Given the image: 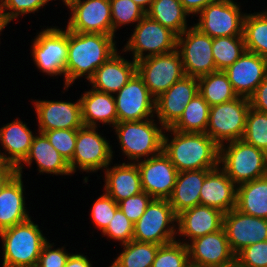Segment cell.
<instances>
[{
    "label": "cell",
    "mask_w": 267,
    "mask_h": 267,
    "mask_svg": "<svg viewBox=\"0 0 267 267\" xmlns=\"http://www.w3.org/2000/svg\"><path fill=\"white\" fill-rule=\"evenodd\" d=\"M34 59L44 72L66 76V61L68 52V29L66 32L57 29H47L34 42Z\"/></svg>",
    "instance_id": "9a60e30c"
},
{
    "label": "cell",
    "mask_w": 267,
    "mask_h": 267,
    "mask_svg": "<svg viewBox=\"0 0 267 267\" xmlns=\"http://www.w3.org/2000/svg\"><path fill=\"white\" fill-rule=\"evenodd\" d=\"M173 131L175 138L169 145L163 135L162 151L178 172L213 169L220 163V146L206 133Z\"/></svg>",
    "instance_id": "7a4b0ae2"
},
{
    "label": "cell",
    "mask_w": 267,
    "mask_h": 267,
    "mask_svg": "<svg viewBox=\"0 0 267 267\" xmlns=\"http://www.w3.org/2000/svg\"><path fill=\"white\" fill-rule=\"evenodd\" d=\"M137 72V63H128L115 53L99 68L90 78L97 91L109 93L119 91L125 86L132 76Z\"/></svg>",
    "instance_id": "cb8c5ba5"
},
{
    "label": "cell",
    "mask_w": 267,
    "mask_h": 267,
    "mask_svg": "<svg viewBox=\"0 0 267 267\" xmlns=\"http://www.w3.org/2000/svg\"><path fill=\"white\" fill-rule=\"evenodd\" d=\"M236 256L237 267H267V241L257 242L239 251Z\"/></svg>",
    "instance_id": "b9f144b4"
},
{
    "label": "cell",
    "mask_w": 267,
    "mask_h": 267,
    "mask_svg": "<svg viewBox=\"0 0 267 267\" xmlns=\"http://www.w3.org/2000/svg\"><path fill=\"white\" fill-rule=\"evenodd\" d=\"M249 100L251 109L267 113V77L258 85Z\"/></svg>",
    "instance_id": "c3c4849f"
},
{
    "label": "cell",
    "mask_w": 267,
    "mask_h": 267,
    "mask_svg": "<svg viewBox=\"0 0 267 267\" xmlns=\"http://www.w3.org/2000/svg\"><path fill=\"white\" fill-rule=\"evenodd\" d=\"M9 166L10 164L7 162V158L0 155V172L5 171Z\"/></svg>",
    "instance_id": "db71d44e"
},
{
    "label": "cell",
    "mask_w": 267,
    "mask_h": 267,
    "mask_svg": "<svg viewBox=\"0 0 267 267\" xmlns=\"http://www.w3.org/2000/svg\"><path fill=\"white\" fill-rule=\"evenodd\" d=\"M35 158L41 171L53 173H71L69 163L66 159L50 144L44 133L40 137L33 139L30 151L24 162L31 163Z\"/></svg>",
    "instance_id": "4dcf8cb0"
},
{
    "label": "cell",
    "mask_w": 267,
    "mask_h": 267,
    "mask_svg": "<svg viewBox=\"0 0 267 267\" xmlns=\"http://www.w3.org/2000/svg\"><path fill=\"white\" fill-rule=\"evenodd\" d=\"M65 267H90V264L84 256L77 254L68 257Z\"/></svg>",
    "instance_id": "f907efd6"
},
{
    "label": "cell",
    "mask_w": 267,
    "mask_h": 267,
    "mask_svg": "<svg viewBox=\"0 0 267 267\" xmlns=\"http://www.w3.org/2000/svg\"><path fill=\"white\" fill-rule=\"evenodd\" d=\"M149 197L150 195L142 191L139 194L121 200L122 203L119 202L118 206L124 215L135 224L144 214L146 207L151 202L148 199Z\"/></svg>",
    "instance_id": "f6af8a7d"
},
{
    "label": "cell",
    "mask_w": 267,
    "mask_h": 267,
    "mask_svg": "<svg viewBox=\"0 0 267 267\" xmlns=\"http://www.w3.org/2000/svg\"><path fill=\"white\" fill-rule=\"evenodd\" d=\"M135 30L128 47L135 50L136 62L143 59V50L151 51L150 55H147L151 57L168 53L166 51L177 47V35L148 15L141 19Z\"/></svg>",
    "instance_id": "7c38bea8"
},
{
    "label": "cell",
    "mask_w": 267,
    "mask_h": 267,
    "mask_svg": "<svg viewBox=\"0 0 267 267\" xmlns=\"http://www.w3.org/2000/svg\"><path fill=\"white\" fill-rule=\"evenodd\" d=\"M4 241V267H36L47 243L30 219L0 231Z\"/></svg>",
    "instance_id": "3957f363"
},
{
    "label": "cell",
    "mask_w": 267,
    "mask_h": 267,
    "mask_svg": "<svg viewBox=\"0 0 267 267\" xmlns=\"http://www.w3.org/2000/svg\"><path fill=\"white\" fill-rule=\"evenodd\" d=\"M106 190L117 203L143 191L136 165L117 166L107 172Z\"/></svg>",
    "instance_id": "4316f807"
},
{
    "label": "cell",
    "mask_w": 267,
    "mask_h": 267,
    "mask_svg": "<svg viewBox=\"0 0 267 267\" xmlns=\"http://www.w3.org/2000/svg\"><path fill=\"white\" fill-rule=\"evenodd\" d=\"M189 254L195 261L190 267H231L235 265L236 255L232 252L223 227L213 233L193 240L187 245ZM191 252V253H190Z\"/></svg>",
    "instance_id": "4fadbf2b"
},
{
    "label": "cell",
    "mask_w": 267,
    "mask_h": 267,
    "mask_svg": "<svg viewBox=\"0 0 267 267\" xmlns=\"http://www.w3.org/2000/svg\"><path fill=\"white\" fill-rule=\"evenodd\" d=\"M187 245L175 241L160 245L151 267H190Z\"/></svg>",
    "instance_id": "f35d334b"
},
{
    "label": "cell",
    "mask_w": 267,
    "mask_h": 267,
    "mask_svg": "<svg viewBox=\"0 0 267 267\" xmlns=\"http://www.w3.org/2000/svg\"><path fill=\"white\" fill-rule=\"evenodd\" d=\"M126 249L111 267H151L159 244L132 240L124 244Z\"/></svg>",
    "instance_id": "e575fe53"
},
{
    "label": "cell",
    "mask_w": 267,
    "mask_h": 267,
    "mask_svg": "<svg viewBox=\"0 0 267 267\" xmlns=\"http://www.w3.org/2000/svg\"><path fill=\"white\" fill-rule=\"evenodd\" d=\"M118 208V203L107 193L100 197L94 204L92 210V217L95 224L104 231Z\"/></svg>",
    "instance_id": "ee69618b"
},
{
    "label": "cell",
    "mask_w": 267,
    "mask_h": 267,
    "mask_svg": "<svg viewBox=\"0 0 267 267\" xmlns=\"http://www.w3.org/2000/svg\"><path fill=\"white\" fill-rule=\"evenodd\" d=\"M73 16L68 30L78 33L105 34L113 36L112 15L109 0H79L70 7Z\"/></svg>",
    "instance_id": "5bb4252c"
},
{
    "label": "cell",
    "mask_w": 267,
    "mask_h": 267,
    "mask_svg": "<svg viewBox=\"0 0 267 267\" xmlns=\"http://www.w3.org/2000/svg\"><path fill=\"white\" fill-rule=\"evenodd\" d=\"M132 1H134L137 5H139L145 12H147L148 10L147 9L146 10L144 9V5L150 4L149 5V9H150L151 4L153 2V0H132Z\"/></svg>",
    "instance_id": "11a10c76"
},
{
    "label": "cell",
    "mask_w": 267,
    "mask_h": 267,
    "mask_svg": "<svg viewBox=\"0 0 267 267\" xmlns=\"http://www.w3.org/2000/svg\"><path fill=\"white\" fill-rule=\"evenodd\" d=\"M0 139L4 147L7 148L12 157L7 158V162L18 167L20 160L27 157L34 137L21 122H13L0 129Z\"/></svg>",
    "instance_id": "1f68e13d"
},
{
    "label": "cell",
    "mask_w": 267,
    "mask_h": 267,
    "mask_svg": "<svg viewBox=\"0 0 267 267\" xmlns=\"http://www.w3.org/2000/svg\"><path fill=\"white\" fill-rule=\"evenodd\" d=\"M236 94L250 98L258 85L267 77L266 58L245 51L231 66L224 70Z\"/></svg>",
    "instance_id": "2e32d148"
},
{
    "label": "cell",
    "mask_w": 267,
    "mask_h": 267,
    "mask_svg": "<svg viewBox=\"0 0 267 267\" xmlns=\"http://www.w3.org/2000/svg\"><path fill=\"white\" fill-rule=\"evenodd\" d=\"M47 245L43 246L36 267H65L69 256L60 249L50 251V245Z\"/></svg>",
    "instance_id": "bcb514c9"
},
{
    "label": "cell",
    "mask_w": 267,
    "mask_h": 267,
    "mask_svg": "<svg viewBox=\"0 0 267 267\" xmlns=\"http://www.w3.org/2000/svg\"><path fill=\"white\" fill-rule=\"evenodd\" d=\"M223 229L235 255L249 245L267 241V219L247 215L236 208L223 215Z\"/></svg>",
    "instance_id": "ba28073f"
},
{
    "label": "cell",
    "mask_w": 267,
    "mask_h": 267,
    "mask_svg": "<svg viewBox=\"0 0 267 267\" xmlns=\"http://www.w3.org/2000/svg\"><path fill=\"white\" fill-rule=\"evenodd\" d=\"M112 35L78 33L68 30V52L66 61V84L82 76L88 70L90 79L97 68L114 53Z\"/></svg>",
    "instance_id": "6da1fadb"
},
{
    "label": "cell",
    "mask_w": 267,
    "mask_h": 267,
    "mask_svg": "<svg viewBox=\"0 0 267 267\" xmlns=\"http://www.w3.org/2000/svg\"><path fill=\"white\" fill-rule=\"evenodd\" d=\"M177 219L167 199H154L146 207L144 214L134 224L133 240L165 245L173 242V230H164L167 223Z\"/></svg>",
    "instance_id": "52a82bcc"
},
{
    "label": "cell",
    "mask_w": 267,
    "mask_h": 267,
    "mask_svg": "<svg viewBox=\"0 0 267 267\" xmlns=\"http://www.w3.org/2000/svg\"><path fill=\"white\" fill-rule=\"evenodd\" d=\"M222 161L225 162L224 171L233 183L243 184L267 175V153L243 139L230 142Z\"/></svg>",
    "instance_id": "277c9868"
},
{
    "label": "cell",
    "mask_w": 267,
    "mask_h": 267,
    "mask_svg": "<svg viewBox=\"0 0 267 267\" xmlns=\"http://www.w3.org/2000/svg\"><path fill=\"white\" fill-rule=\"evenodd\" d=\"M197 79L200 81L199 94L210 107L238 97L224 71H216L198 77Z\"/></svg>",
    "instance_id": "d6a6232c"
},
{
    "label": "cell",
    "mask_w": 267,
    "mask_h": 267,
    "mask_svg": "<svg viewBox=\"0 0 267 267\" xmlns=\"http://www.w3.org/2000/svg\"><path fill=\"white\" fill-rule=\"evenodd\" d=\"M41 133L56 129H79L82 121L81 102H38L36 104Z\"/></svg>",
    "instance_id": "44dd1931"
},
{
    "label": "cell",
    "mask_w": 267,
    "mask_h": 267,
    "mask_svg": "<svg viewBox=\"0 0 267 267\" xmlns=\"http://www.w3.org/2000/svg\"><path fill=\"white\" fill-rule=\"evenodd\" d=\"M188 13L199 12L208 4L217 0H179Z\"/></svg>",
    "instance_id": "681fc988"
},
{
    "label": "cell",
    "mask_w": 267,
    "mask_h": 267,
    "mask_svg": "<svg viewBox=\"0 0 267 267\" xmlns=\"http://www.w3.org/2000/svg\"><path fill=\"white\" fill-rule=\"evenodd\" d=\"M20 170L18 166L17 174L0 192V231L30 219L24 211Z\"/></svg>",
    "instance_id": "484cf974"
},
{
    "label": "cell",
    "mask_w": 267,
    "mask_h": 267,
    "mask_svg": "<svg viewBox=\"0 0 267 267\" xmlns=\"http://www.w3.org/2000/svg\"><path fill=\"white\" fill-rule=\"evenodd\" d=\"M246 51L267 57V15L247 16L243 21Z\"/></svg>",
    "instance_id": "d590c367"
},
{
    "label": "cell",
    "mask_w": 267,
    "mask_h": 267,
    "mask_svg": "<svg viewBox=\"0 0 267 267\" xmlns=\"http://www.w3.org/2000/svg\"><path fill=\"white\" fill-rule=\"evenodd\" d=\"M223 215L220 210L198 205L177 215L180 233L194 239L220 230L223 227Z\"/></svg>",
    "instance_id": "603a6c76"
},
{
    "label": "cell",
    "mask_w": 267,
    "mask_h": 267,
    "mask_svg": "<svg viewBox=\"0 0 267 267\" xmlns=\"http://www.w3.org/2000/svg\"><path fill=\"white\" fill-rule=\"evenodd\" d=\"M111 6L112 29L118 23L123 24L131 21L141 20L146 12L132 0H109ZM113 17L116 19L114 22Z\"/></svg>",
    "instance_id": "60d3db41"
},
{
    "label": "cell",
    "mask_w": 267,
    "mask_h": 267,
    "mask_svg": "<svg viewBox=\"0 0 267 267\" xmlns=\"http://www.w3.org/2000/svg\"><path fill=\"white\" fill-rule=\"evenodd\" d=\"M17 174V167L10 165L5 171L0 172V192L6 184Z\"/></svg>",
    "instance_id": "816d5d0a"
},
{
    "label": "cell",
    "mask_w": 267,
    "mask_h": 267,
    "mask_svg": "<svg viewBox=\"0 0 267 267\" xmlns=\"http://www.w3.org/2000/svg\"><path fill=\"white\" fill-rule=\"evenodd\" d=\"M115 101L114 97L109 93L97 90L85 94L80 100L84 126L94 127L93 119H100L105 123L112 122L116 125L118 123V115Z\"/></svg>",
    "instance_id": "83f0119b"
},
{
    "label": "cell",
    "mask_w": 267,
    "mask_h": 267,
    "mask_svg": "<svg viewBox=\"0 0 267 267\" xmlns=\"http://www.w3.org/2000/svg\"><path fill=\"white\" fill-rule=\"evenodd\" d=\"M210 105L198 93L186 105L181 117L168 129L181 132L206 133ZM206 128V129H205Z\"/></svg>",
    "instance_id": "836d02e7"
},
{
    "label": "cell",
    "mask_w": 267,
    "mask_h": 267,
    "mask_svg": "<svg viewBox=\"0 0 267 267\" xmlns=\"http://www.w3.org/2000/svg\"><path fill=\"white\" fill-rule=\"evenodd\" d=\"M47 1L49 0H5L3 4H1L2 7H0V12L3 11L2 8L5 6L9 9L18 10L24 14L39 9Z\"/></svg>",
    "instance_id": "7dc6e473"
},
{
    "label": "cell",
    "mask_w": 267,
    "mask_h": 267,
    "mask_svg": "<svg viewBox=\"0 0 267 267\" xmlns=\"http://www.w3.org/2000/svg\"><path fill=\"white\" fill-rule=\"evenodd\" d=\"M217 172L214 168L207 173L200 189V205L216 208L225 214L236 207L237 192L225 171L222 174Z\"/></svg>",
    "instance_id": "7402d4cb"
},
{
    "label": "cell",
    "mask_w": 267,
    "mask_h": 267,
    "mask_svg": "<svg viewBox=\"0 0 267 267\" xmlns=\"http://www.w3.org/2000/svg\"><path fill=\"white\" fill-rule=\"evenodd\" d=\"M195 78L184 76L154 99V108L165 128H170L181 117L186 105L199 93Z\"/></svg>",
    "instance_id": "ac0fdd59"
},
{
    "label": "cell",
    "mask_w": 267,
    "mask_h": 267,
    "mask_svg": "<svg viewBox=\"0 0 267 267\" xmlns=\"http://www.w3.org/2000/svg\"><path fill=\"white\" fill-rule=\"evenodd\" d=\"M212 169L178 172L169 203L176 215L200 205V189L207 173ZM186 175L185 177H183Z\"/></svg>",
    "instance_id": "d4e9b609"
},
{
    "label": "cell",
    "mask_w": 267,
    "mask_h": 267,
    "mask_svg": "<svg viewBox=\"0 0 267 267\" xmlns=\"http://www.w3.org/2000/svg\"><path fill=\"white\" fill-rule=\"evenodd\" d=\"M236 192L237 210L247 215L267 219V175L243 183Z\"/></svg>",
    "instance_id": "f1b7e54d"
},
{
    "label": "cell",
    "mask_w": 267,
    "mask_h": 267,
    "mask_svg": "<svg viewBox=\"0 0 267 267\" xmlns=\"http://www.w3.org/2000/svg\"><path fill=\"white\" fill-rule=\"evenodd\" d=\"M89 129L86 126L77 129L75 151L69 162L71 172L75 169V161L83 170H96L106 166L112 156L108 143L94 132L93 127Z\"/></svg>",
    "instance_id": "ffe728a7"
},
{
    "label": "cell",
    "mask_w": 267,
    "mask_h": 267,
    "mask_svg": "<svg viewBox=\"0 0 267 267\" xmlns=\"http://www.w3.org/2000/svg\"><path fill=\"white\" fill-rule=\"evenodd\" d=\"M103 232L112 238L123 240V243L126 244L133 240L134 223L118 208Z\"/></svg>",
    "instance_id": "7bdbcfd3"
},
{
    "label": "cell",
    "mask_w": 267,
    "mask_h": 267,
    "mask_svg": "<svg viewBox=\"0 0 267 267\" xmlns=\"http://www.w3.org/2000/svg\"><path fill=\"white\" fill-rule=\"evenodd\" d=\"M235 36L212 38V54L215 60L216 70L224 71L231 66L246 51L244 37ZM240 48V50H239Z\"/></svg>",
    "instance_id": "8d00e7d4"
},
{
    "label": "cell",
    "mask_w": 267,
    "mask_h": 267,
    "mask_svg": "<svg viewBox=\"0 0 267 267\" xmlns=\"http://www.w3.org/2000/svg\"><path fill=\"white\" fill-rule=\"evenodd\" d=\"M18 13H1L0 12V30L10 21L12 18L16 17Z\"/></svg>",
    "instance_id": "f5cc1de1"
},
{
    "label": "cell",
    "mask_w": 267,
    "mask_h": 267,
    "mask_svg": "<svg viewBox=\"0 0 267 267\" xmlns=\"http://www.w3.org/2000/svg\"><path fill=\"white\" fill-rule=\"evenodd\" d=\"M201 22L195 27L210 36L229 37V36H243V21L239 23L240 12L239 8L230 0H217L204 7L201 12ZM240 25V27H238ZM239 32V33H238Z\"/></svg>",
    "instance_id": "9c48e42d"
},
{
    "label": "cell",
    "mask_w": 267,
    "mask_h": 267,
    "mask_svg": "<svg viewBox=\"0 0 267 267\" xmlns=\"http://www.w3.org/2000/svg\"><path fill=\"white\" fill-rule=\"evenodd\" d=\"M116 129L124 152L133 159L162 150L163 134L150 121L118 122Z\"/></svg>",
    "instance_id": "8fae6325"
},
{
    "label": "cell",
    "mask_w": 267,
    "mask_h": 267,
    "mask_svg": "<svg viewBox=\"0 0 267 267\" xmlns=\"http://www.w3.org/2000/svg\"><path fill=\"white\" fill-rule=\"evenodd\" d=\"M150 96L143 78L136 72L115 99L118 122L139 121L148 116L153 108Z\"/></svg>",
    "instance_id": "d6986e66"
},
{
    "label": "cell",
    "mask_w": 267,
    "mask_h": 267,
    "mask_svg": "<svg viewBox=\"0 0 267 267\" xmlns=\"http://www.w3.org/2000/svg\"><path fill=\"white\" fill-rule=\"evenodd\" d=\"M179 54L178 51L173 50L136 62L137 73L143 78L150 94L157 95L155 98L185 76Z\"/></svg>",
    "instance_id": "8992f818"
},
{
    "label": "cell",
    "mask_w": 267,
    "mask_h": 267,
    "mask_svg": "<svg viewBox=\"0 0 267 267\" xmlns=\"http://www.w3.org/2000/svg\"><path fill=\"white\" fill-rule=\"evenodd\" d=\"M182 49L185 76L201 77L216 72L212 54V38L200 32L196 27L187 32V39Z\"/></svg>",
    "instance_id": "e0dca14e"
},
{
    "label": "cell",
    "mask_w": 267,
    "mask_h": 267,
    "mask_svg": "<svg viewBox=\"0 0 267 267\" xmlns=\"http://www.w3.org/2000/svg\"><path fill=\"white\" fill-rule=\"evenodd\" d=\"M158 154L137 167L143 191L154 196V199L168 200L172 195L178 171L162 150Z\"/></svg>",
    "instance_id": "30bf717a"
},
{
    "label": "cell",
    "mask_w": 267,
    "mask_h": 267,
    "mask_svg": "<svg viewBox=\"0 0 267 267\" xmlns=\"http://www.w3.org/2000/svg\"><path fill=\"white\" fill-rule=\"evenodd\" d=\"M79 0H64L68 6H72L73 4L77 3Z\"/></svg>",
    "instance_id": "9f6ffc18"
},
{
    "label": "cell",
    "mask_w": 267,
    "mask_h": 267,
    "mask_svg": "<svg viewBox=\"0 0 267 267\" xmlns=\"http://www.w3.org/2000/svg\"><path fill=\"white\" fill-rule=\"evenodd\" d=\"M250 109V100L243 97L210 107L209 121L211 131L206 134L212 138L222 151L220 139L236 141L242 139L245 131L246 116Z\"/></svg>",
    "instance_id": "5b68a950"
},
{
    "label": "cell",
    "mask_w": 267,
    "mask_h": 267,
    "mask_svg": "<svg viewBox=\"0 0 267 267\" xmlns=\"http://www.w3.org/2000/svg\"><path fill=\"white\" fill-rule=\"evenodd\" d=\"M188 13L179 0H153L150 10L146 12L153 20L177 35V46L182 45L180 35L185 31V14Z\"/></svg>",
    "instance_id": "f546056e"
},
{
    "label": "cell",
    "mask_w": 267,
    "mask_h": 267,
    "mask_svg": "<svg viewBox=\"0 0 267 267\" xmlns=\"http://www.w3.org/2000/svg\"><path fill=\"white\" fill-rule=\"evenodd\" d=\"M252 110H248L242 139L267 153V113Z\"/></svg>",
    "instance_id": "74e56055"
},
{
    "label": "cell",
    "mask_w": 267,
    "mask_h": 267,
    "mask_svg": "<svg viewBox=\"0 0 267 267\" xmlns=\"http://www.w3.org/2000/svg\"><path fill=\"white\" fill-rule=\"evenodd\" d=\"M50 144L66 159L69 163L75 151L77 139V129H56L43 132Z\"/></svg>",
    "instance_id": "ab89813d"
}]
</instances>
